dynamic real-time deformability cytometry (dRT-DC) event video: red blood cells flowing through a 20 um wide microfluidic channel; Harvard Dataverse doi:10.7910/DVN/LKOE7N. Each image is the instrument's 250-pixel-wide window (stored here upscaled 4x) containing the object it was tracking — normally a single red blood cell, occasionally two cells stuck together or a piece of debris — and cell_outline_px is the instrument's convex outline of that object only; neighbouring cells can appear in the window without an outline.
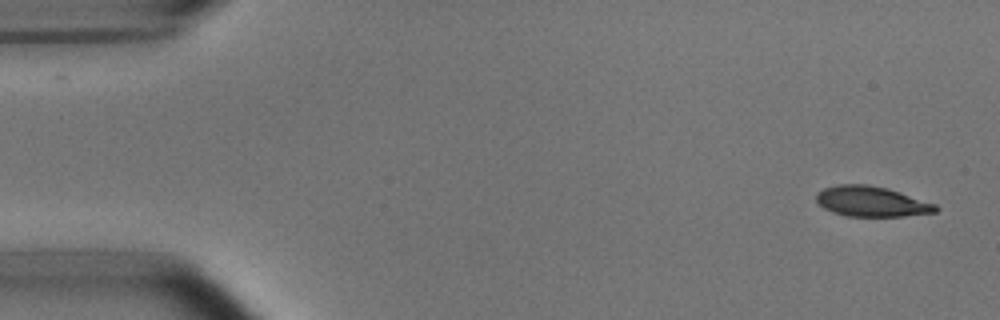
{"species": "common noctule bat (a hibernating species)", "species_latin": "Nyctalus noctula", "temperature_condition": "room temperature", "stored_images_in_passage": 51, "camera_frame_rate_fps": 3000, "um_per_image_px": 0.085, "animal": {"sex": "male", "body_mass_g": 15.6}, "frame": {"image": 1, "passage_image": 1, "time_ms": 0.0, "image_size_px": [1000, 320], "cell_outline_px": [[940, 208], [936, 212], [904, 216], [844, 216], [832, 212], [824, 208], [816, 200], [816, 192], [824, 188], [840, 184], [868, 184], [888, 188], [936, 204]], "centroid_in_image_um": [74.07, 17.12], "position_along_channel_um": 10.9, "area_um2": 21.15}}
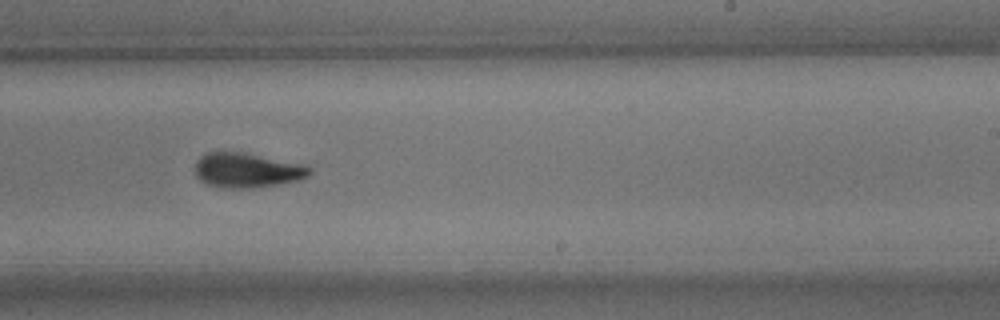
{"frame": {"image": 2, "passage_image": 31, "time_ms": 10.0, "image_size_px": [1000, 320], "cell_outline_px": [[312, 172], [308, 176], [296, 180], [280, 184], [256, 188], [220, 188], [208, 184], [200, 180], [196, 176], [196, 160], [200, 156], [208, 152], [240, 152], [308, 164], [312, 168]], "centroid_in_image_um": [21.03, 14.47], "position_along_channel_um": 268.0, "area_um2": 23.41}}
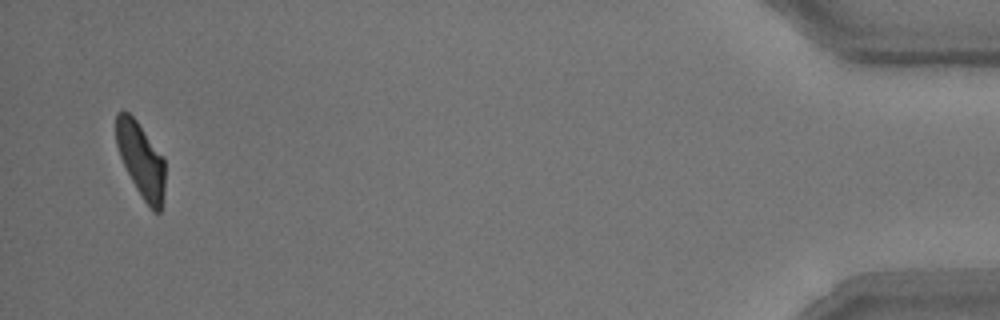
{"frame": {"image": 3, "passage_image": 50, "time_ms": 16.333, "image_size_px": [1000, 320], "cell_outline_px": [[164, 192], [160, 212], [152, 212], [136, 188], [120, 156], [116, 144], [116, 112], [124, 108], [136, 120], [164, 156]], "centroid_in_image_um": [11.98, 13.56], "position_along_channel_um": 423.2, "area_um2": 21.27}, "authors_computed_cell_mechanics": {"area_um2": 22.7732, "velocity_mm_per_s": 3.7554, "shape_relaxation_time_tau1_ms": 2.9204, "shape_relaxation_time_tau2_ms": 2.3078, "deformation_change_tau1": 0.1336, "deformation_change_tau2": 0.0865}}